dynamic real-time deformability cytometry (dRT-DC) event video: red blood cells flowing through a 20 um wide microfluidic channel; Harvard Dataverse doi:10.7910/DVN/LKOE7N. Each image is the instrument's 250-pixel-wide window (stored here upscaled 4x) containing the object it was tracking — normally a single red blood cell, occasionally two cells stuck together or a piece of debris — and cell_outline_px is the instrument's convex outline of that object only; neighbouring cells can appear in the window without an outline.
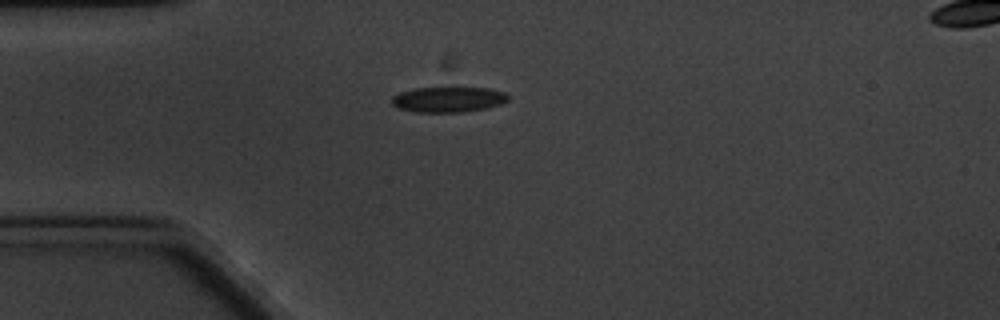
{"species": "common noctule bat (a hibernating species)", "species_latin": "Nyctalus noctula", "temperature_condition": "cold", "stored_images_in_passage": 6, "camera_frame_rate_fps": 3000, "um_per_image_px": 0.085, "animal": {"sex": "male", "body_mass_g": 20.1, "forearm_length_mm": 53.5}, "frame": {"image": 1, "passage_image": 1, "time_ms": 0.0, "image_size_px": [1000, 320], "cell_outline_px": [[508, 100], [500, 104], [488, 108], [464, 112], [412, 112], [396, 108], [392, 104], [392, 96], [400, 92], [416, 88], [488, 88], [504, 92], [508, 96]], "centroid_in_image_um": [38.07, 8.47], "position_along_channel_um": 46.9, "area_um2": 17.28}}